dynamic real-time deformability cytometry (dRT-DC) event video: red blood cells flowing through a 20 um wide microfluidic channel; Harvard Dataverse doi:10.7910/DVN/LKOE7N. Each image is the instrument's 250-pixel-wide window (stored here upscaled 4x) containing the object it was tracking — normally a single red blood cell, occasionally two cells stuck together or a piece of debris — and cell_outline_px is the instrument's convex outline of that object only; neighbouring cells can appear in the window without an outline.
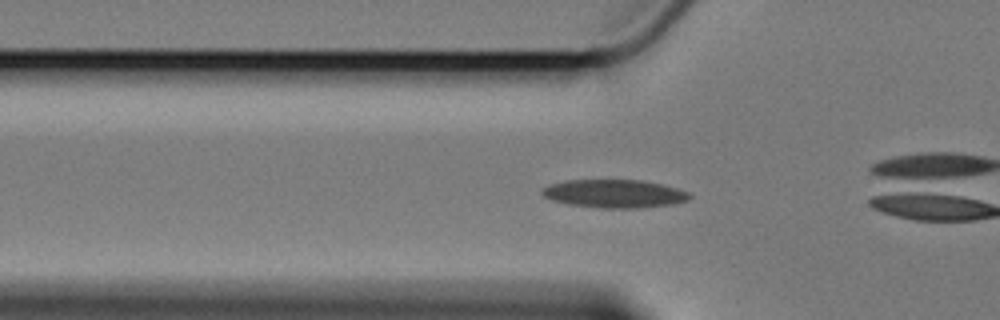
{"species": "Egyptian fruit bat (a non-hibernating species)", "species_latin": "Rousettus aegyptiacus", "temperature_condition": "cold", "stored_images_in_passage": 44, "camera_frame_rate_fps": 3000, "um_per_image_px": 0.085, "animal": {"sex": "female"}, "frame": {"image": 1, "passage_image": 6, "time_ms": 1.667, "image_size_px": [1000, 320], "cell_outline_px": [[692, 196], [688, 200], [672, 204], [640, 208], [600, 208], [568, 204], [552, 200], [544, 196], [540, 192], [548, 184], [568, 180], [640, 180], [660, 184], [676, 188], [688, 192]], "centroid_in_image_um": [52.2, 16.46], "position_along_channel_um": 73.6, "area_um2": 24.16}}
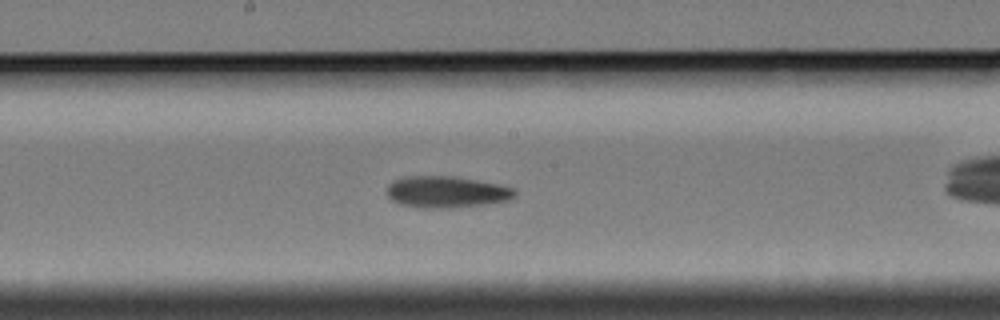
{"frame": {"image": 2, "passage_image": 18, "time_ms": 5.667, "image_size_px": [1000, 320], "cell_outline_px": [[516, 196], [508, 200], [452, 208], [420, 208], [400, 204], [392, 200], [388, 196], [388, 184], [392, 180], [404, 176], [456, 176], [500, 184], [512, 188], [516, 192]], "centroid_in_image_um": [37.92, 16.3], "position_along_channel_um": 210.3, "area_um2": 23.58}}
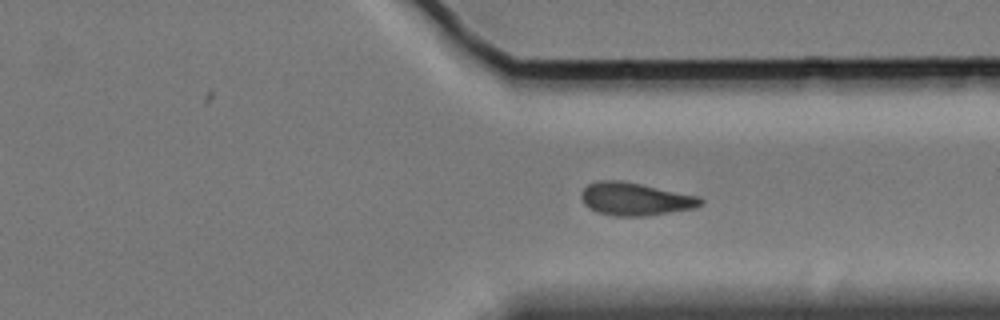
{"frame": {"image": 3, "passage_image": 31, "time_ms": 10.0, "image_size_px": [1000, 320], "cell_outline_px": [[704, 204], [696, 208], [644, 216], [616, 216], [596, 212], [588, 208], [584, 204], [580, 196], [580, 192], [588, 184], [596, 180], [620, 180], [700, 196], [704, 200]], "centroid_in_image_um": [53.98, 16.91], "position_along_channel_um": 357.4, "area_um2": 23.06}}